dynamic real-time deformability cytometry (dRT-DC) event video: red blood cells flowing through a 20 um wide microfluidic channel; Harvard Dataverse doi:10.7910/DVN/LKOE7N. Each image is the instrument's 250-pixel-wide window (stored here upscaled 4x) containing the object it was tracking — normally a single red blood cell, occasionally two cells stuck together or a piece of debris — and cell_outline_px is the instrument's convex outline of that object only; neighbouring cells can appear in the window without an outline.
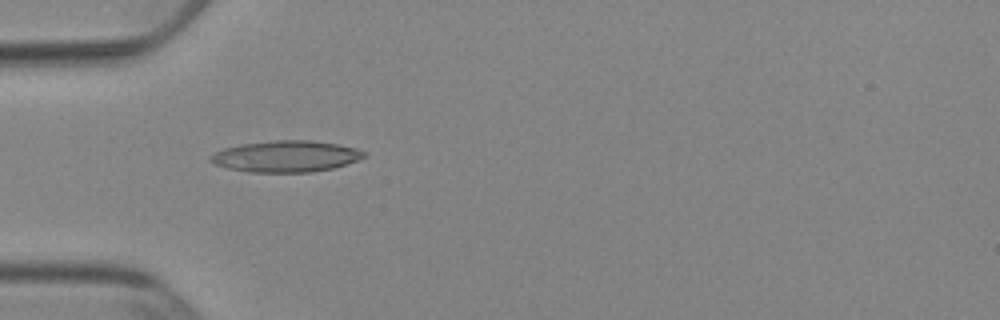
{"species": "Egyptian fruit bat (a non-hibernating species)", "species_latin": "Rousettus aegyptiacus", "temperature_condition": "cold", "stored_images_in_passage": 53, "camera_frame_rate_fps": 3000, "um_per_image_px": 0.085, "animal": {"sex": "female"}, "frame": {"image": 1, "passage_image": 17, "time_ms": 5.333, "image_size_px": [1000, 320], "cell_outline_px": [[368, 156], [332, 168], [312, 172], [248, 172], [228, 168], [216, 164], [208, 160], [208, 156], [224, 148], [240, 144], [276, 140], [308, 140], [336, 144], [356, 148], [364, 152]], "centroid_in_image_um": [24.27, 13.29], "position_along_channel_um": 60.7, "area_um2": 27.86}}
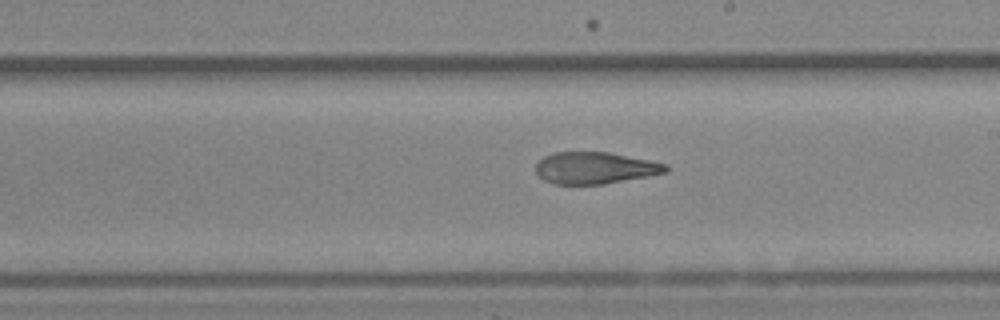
{"frame": {"image": 2, "passage_image": 31, "time_ms": 10.0, "image_size_px": [1000, 320], "cell_outline_px": [[668, 172], [648, 176], [604, 184], [552, 184], [544, 180], [536, 172], [536, 164], [544, 156], [556, 152], [608, 152], [668, 164]], "centroid_in_image_um": [50.58, 14.28], "position_along_channel_um": 238.4, "area_um2": 23.99}}
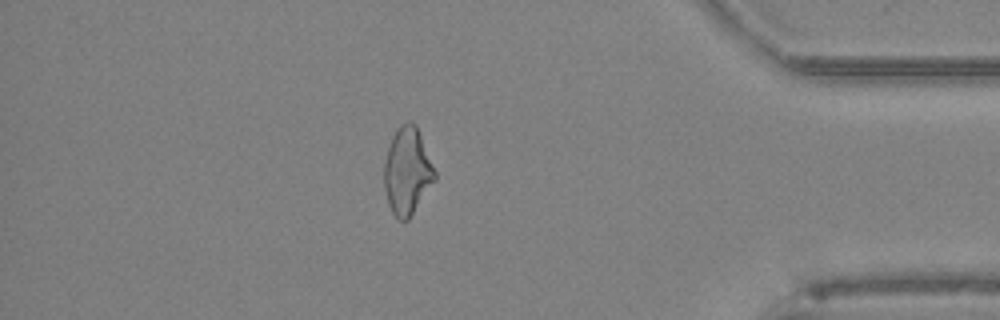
{"frame": {"image": 3, "passage_image": 46, "time_ms": 15.0, "image_size_px": [1000, 320], "cell_outline_px": [[436, 180], [408, 220], [396, 220], [388, 204], [384, 188], [384, 160], [392, 136], [400, 124], [416, 124], [436, 172]], "centroid_in_image_um": [34.61, 14.59], "position_along_channel_um": 400.6, "area_um2": 25.66}, "authors_computed_cell_mechanics": {"area_um2": 25.432, "velocity_mm_per_s": 3.8929, "shape_relaxation_time_tau1_ms": null, "shape_relaxation_time_tau2_ms": 1.6682, "deformation_change_tau1": null, "deformation_change_tau2": 0.0881}}